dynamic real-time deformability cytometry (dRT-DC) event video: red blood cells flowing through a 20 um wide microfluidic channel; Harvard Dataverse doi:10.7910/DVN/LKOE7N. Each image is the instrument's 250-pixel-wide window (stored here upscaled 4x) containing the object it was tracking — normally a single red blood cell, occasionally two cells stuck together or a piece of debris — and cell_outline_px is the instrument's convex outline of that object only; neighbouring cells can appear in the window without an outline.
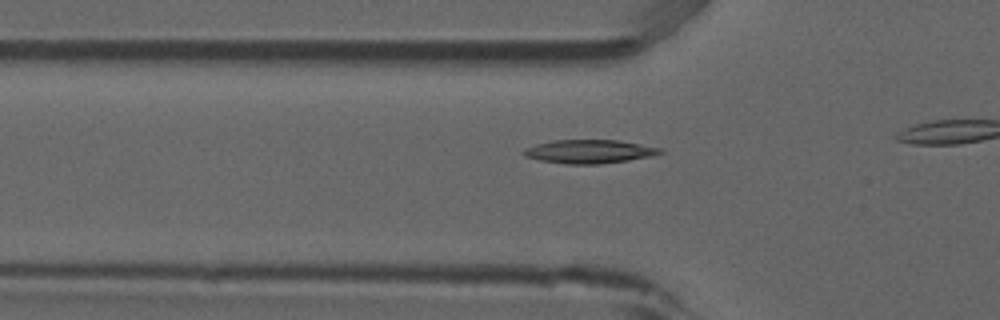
{"species": "common noctule bat (a hibernating species)", "species_latin": "Nyctalus noctula", "temperature_condition": "room temperature", "stored_images_in_passage": 17, "camera_frame_rate_fps": 3000, "um_per_image_px": 0.085, "animal": {"sex": "male", "forearm_length_mm": 52.5}, "frame": {"image": 1, "passage_image": 12, "time_ms": 3.667, "image_size_px": [1000, 320], "cell_outline_px": [[664, 152], [652, 156], [628, 160], [600, 164], [568, 164], [540, 160], [524, 156], [520, 152], [524, 148], [536, 144], [552, 140], [616, 140], [640, 144], [660, 148]], "centroid_in_image_um": [50.04, 12.88], "position_along_channel_um": 75.8, "area_um2": 18.73}}
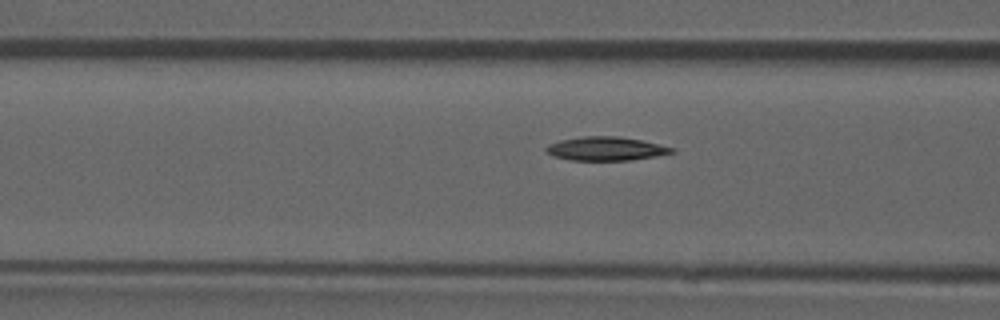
{"frame": {"image": 2, "passage_image": 15, "time_ms": 4.667, "image_size_px": [1000, 320], "cell_outline_px": [[676, 152], [656, 156], [628, 160], [572, 160], [552, 156], [544, 148], [548, 144], [560, 140], [584, 136], [620, 136], [660, 144], [676, 148]], "centroid_in_image_um": [51.52, 12.63], "position_along_channel_um": 115.1, "area_um2": 17.4}}